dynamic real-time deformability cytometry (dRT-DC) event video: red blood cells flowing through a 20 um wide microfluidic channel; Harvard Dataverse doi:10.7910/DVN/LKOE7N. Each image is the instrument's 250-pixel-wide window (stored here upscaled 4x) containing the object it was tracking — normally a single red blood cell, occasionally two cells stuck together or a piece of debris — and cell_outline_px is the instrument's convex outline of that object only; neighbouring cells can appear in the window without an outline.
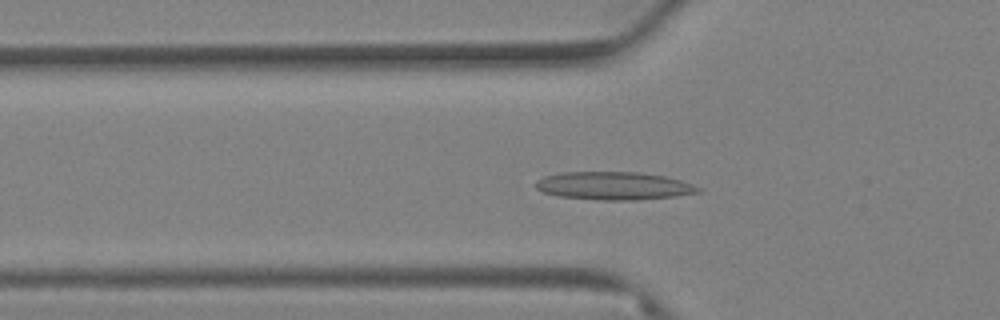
{"species": "Egyptian fruit bat (a non-hibernating species)", "species_latin": "Rousettus aegyptiacus", "temperature_condition": "warm", "stored_images_in_passage": 65, "camera_frame_rate_fps": 3000, "um_per_image_px": 0.085, "animal": {"sex": "female"}, "frame": {"image": 1, "passage_image": 24, "time_ms": 7.667, "image_size_px": [1000, 320], "cell_outline_px": [[700, 192], [676, 196], [636, 200], [600, 200], [560, 196], [540, 192], [532, 184], [536, 180], [544, 176], [560, 172], [640, 172], [668, 176], [692, 184], [700, 188]], "centroid_in_image_um": [52.13, 15.79], "position_along_channel_um": 73.7, "area_um2": 26.76}}
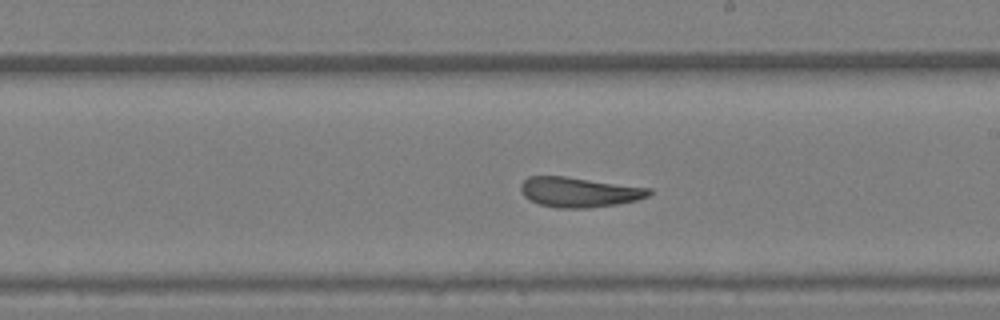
{"frame": {"image": 2, "passage_image": 41, "time_ms": 13.333, "image_size_px": [1000, 320], "cell_outline_px": [[652, 192], [648, 196], [636, 200], [616, 204], [588, 208], [556, 208], [540, 204], [524, 196], [520, 192], [520, 184], [528, 176], [564, 176], [652, 188]], "centroid_in_image_um": [49.21, 16.32], "position_along_channel_um": 239.8, "area_um2": 22.37}}
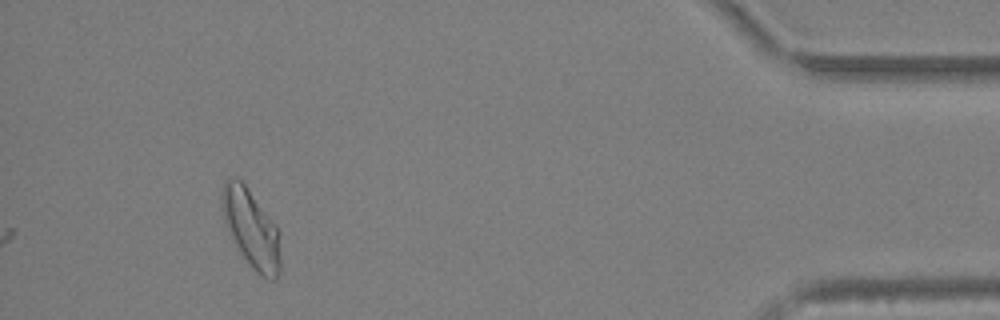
{"frame": {"image": 3, "passage_image": 65, "time_ms": 21.333, "image_size_px": [1000, 320], "cell_outline_px": [[280, 272], [276, 280], [272, 280], [260, 276], [252, 268], [228, 236], [224, 224], [220, 196], [220, 192], [224, 180], [240, 180], [244, 184], [276, 224], [280, 256]], "centroid_in_image_um": [21.31, 19.46], "position_along_channel_um": 413.9, "area_um2": 26.76}, "authors_computed_cell_mechanics": {"area_um2": 22.9466, "velocity_mm_per_s": 2.9273, "shape_relaxation_time_tau1_ms": null, "shape_relaxation_time_tau2_ms": 2.7747, "deformation_change_tau1": null, "deformation_change_tau2": 0.1054}}